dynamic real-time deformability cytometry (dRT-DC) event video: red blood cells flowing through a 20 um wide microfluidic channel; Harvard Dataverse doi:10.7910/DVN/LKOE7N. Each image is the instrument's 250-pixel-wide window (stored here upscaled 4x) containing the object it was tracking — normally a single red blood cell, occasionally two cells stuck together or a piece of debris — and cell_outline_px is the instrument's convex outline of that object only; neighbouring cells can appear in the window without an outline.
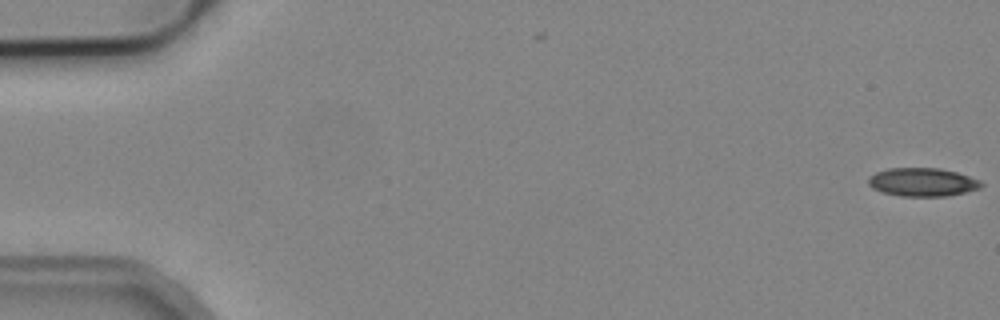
{"species": "common noctule bat (a hibernating species)", "species_latin": "Nyctalus noctula", "temperature_condition": "cold", "stored_images_in_passage": 3, "camera_frame_rate_fps": 3000, "um_per_image_px": 0.085, "animal": {"sex": "male", "body_mass_g": 19.2, "forearm_length_mm": 51.8}, "frame": {"image": 1, "passage_image": 1, "time_ms": 0.0, "image_size_px": [1000, 320], "cell_outline_px": [[984, 184], [980, 188], [948, 196], [900, 196], [880, 192], [872, 188], [868, 184], [868, 176], [876, 172], [888, 168], [940, 168], [956, 172], [980, 180]], "centroid_in_image_um": [78.38, 15.48], "position_along_channel_um": 6.6, "area_um2": 18.79}}